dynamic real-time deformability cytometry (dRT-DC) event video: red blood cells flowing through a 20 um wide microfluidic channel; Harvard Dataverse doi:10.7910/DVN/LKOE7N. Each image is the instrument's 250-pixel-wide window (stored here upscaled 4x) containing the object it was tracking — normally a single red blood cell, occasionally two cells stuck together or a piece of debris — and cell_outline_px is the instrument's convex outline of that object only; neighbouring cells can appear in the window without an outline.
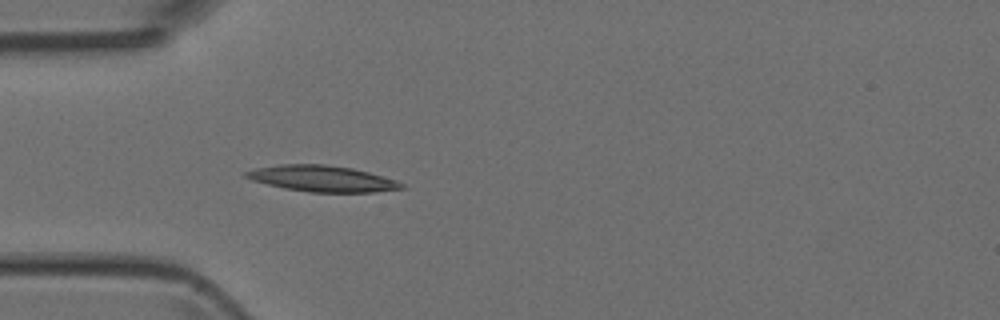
{"species": "Egyptian fruit bat (a non-hibernating species)", "species_latin": "Rousettus aegyptiacus", "temperature_condition": "room temperature", "stored_images_in_passage": 4, "camera_frame_rate_fps": 3000, "um_per_image_px": 0.085, "animal": {"sex": "female"}, "frame": {"image": 1, "passage_image": 4, "time_ms": 3.667, "image_size_px": [1000, 320], "cell_outline_px": [[408, 188], [376, 192], [308, 192], [284, 188], [252, 180], [244, 176], [244, 172], [256, 168], [280, 164], [324, 164], [352, 168], [368, 172], [396, 180], [404, 184]], "centroid_in_image_um": [27.41, 15.18], "position_along_channel_um": 57.6, "area_um2": 23.64}}